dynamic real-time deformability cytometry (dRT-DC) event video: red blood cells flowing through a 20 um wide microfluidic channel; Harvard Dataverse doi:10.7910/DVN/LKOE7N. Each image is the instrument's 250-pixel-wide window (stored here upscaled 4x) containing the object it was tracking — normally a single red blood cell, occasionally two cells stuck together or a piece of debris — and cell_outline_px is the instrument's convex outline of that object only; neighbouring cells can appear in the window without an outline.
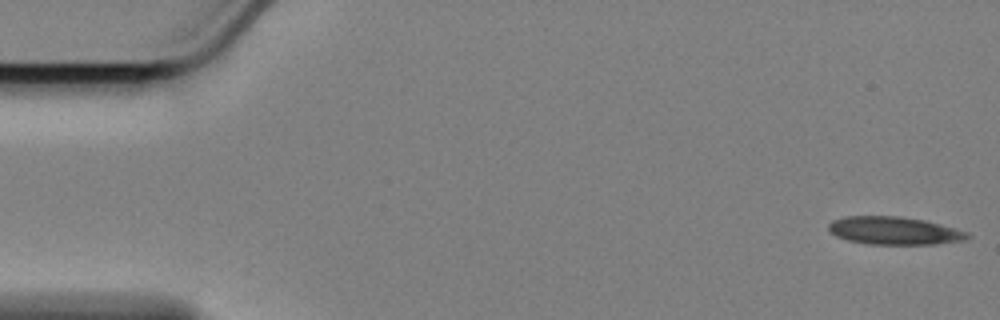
{"species": "Egyptian fruit bat (a non-hibernating species)", "species_latin": "Rousettus aegyptiacus", "temperature_condition": "cold", "stored_images_in_passage": 17, "camera_frame_rate_fps": 3000, "um_per_image_px": 0.085, "animal": {"sex": "female"}, "frame": {"image": 1, "passage_image": 1, "time_ms": 0.0, "image_size_px": [1000, 320], "cell_outline_px": [[972, 236], [964, 240], [932, 244], [868, 244], [848, 240], [836, 236], [828, 228], [828, 224], [832, 220], [844, 216], [900, 216], [924, 220], [940, 224], [968, 232]], "centroid_in_image_um": [75.99, 19.6], "position_along_channel_um": 9.0, "area_um2": 22.48}}